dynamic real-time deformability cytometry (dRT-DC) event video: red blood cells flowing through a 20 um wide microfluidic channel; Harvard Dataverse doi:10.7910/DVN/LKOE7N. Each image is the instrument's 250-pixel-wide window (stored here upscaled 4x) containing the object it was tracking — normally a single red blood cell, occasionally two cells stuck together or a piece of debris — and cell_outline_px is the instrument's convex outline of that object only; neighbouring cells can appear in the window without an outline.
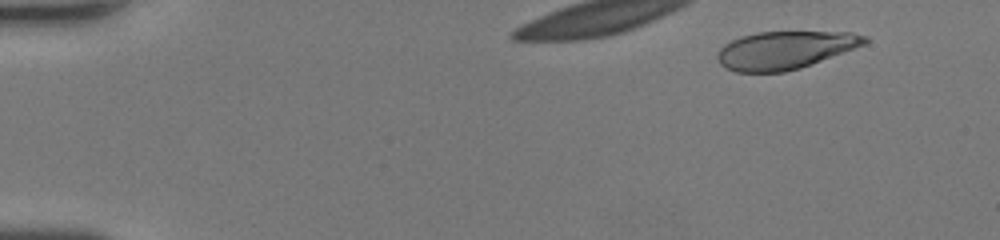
{"species": "human", "species_latin": "Homo sapiens", "temperature_condition": "room temperature", "stored_images_in_passage": 16, "camera_frame_rate_fps": 3000, "um_per_image_px": 0.085, "donor": {"sex": "female"}, "frame": {"image": 1, "passage_image": 5, "time_ms": 1.333, "image_size_px": [1000, 240], "cell_outline_px": [[868, 40], [864, 44], [800, 68], [784, 72], [736, 72], [720, 64], [716, 56], [720, 48], [724, 44], [740, 36], [756, 32], [852, 32], [868, 36]], "centroid_in_image_um": [66.68, 4.25], "position_along_channel_um": 18.3, "area_um2": 32.25}}
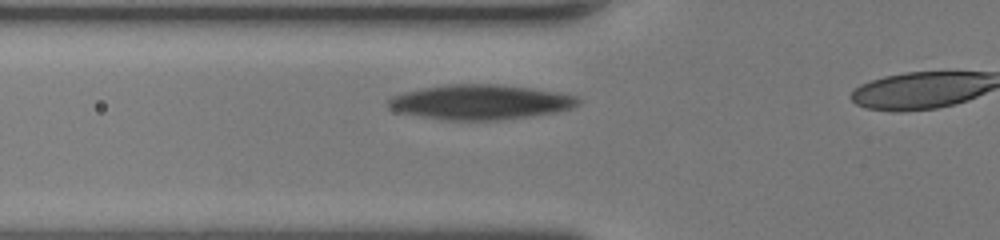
{"frame": {"image": 2, "passage_image": 14, "time_ms": 4.333, "image_size_px": [1000, 240], "cell_outline_px": [[580, 104], [572, 108], [556, 112], [500, 120], [444, 120], [420, 116], [400, 112], [388, 108], [388, 100], [392, 96], [404, 92], [424, 88], [448, 84], [496, 84], [532, 88], [560, 92], [576, 96], [580, 100]], "centroid_in_image_um": [40.85, 8.67], "position_along_channel_um": 84.9, "area_um2": 38.49}}